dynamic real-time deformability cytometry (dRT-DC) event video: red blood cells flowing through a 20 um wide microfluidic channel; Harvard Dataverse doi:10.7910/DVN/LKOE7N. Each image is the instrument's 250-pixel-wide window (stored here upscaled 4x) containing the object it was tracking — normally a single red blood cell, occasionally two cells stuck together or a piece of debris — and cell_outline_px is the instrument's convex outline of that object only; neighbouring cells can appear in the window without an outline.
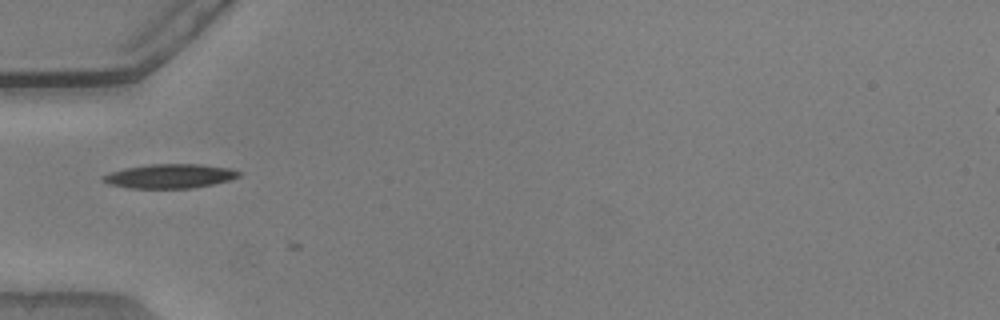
{"species": "common noctule bat (a hibernating species)", "species_latin": "Nyctalus noctula", "temperature_condition": "warm", "stored_images_in_passage": 6, "camera_frame_rate_fps": 3000, "um_per_image_px": 0.085, "animal": {"sex": "male", "body_mass_g": 20.5, "forearm_length_mm": 52.5}, "frame": {"image": 1, "passage_image": 4, "time_ms": 1.0, "image_size_px": [1000, 320], "cell_outline_px": [[240, 176], [228, 180], [212, 184], [192, 188], [128, 188], [108, 184], [100, 180], [100, 176], [124, 168], [148, 164], [200, 164], [232, 168], [240, 172]], "centroid_in_image_um": [14.39, 14.96], "position_along_channel_um": 70.6, "area_um2": 19.25}}